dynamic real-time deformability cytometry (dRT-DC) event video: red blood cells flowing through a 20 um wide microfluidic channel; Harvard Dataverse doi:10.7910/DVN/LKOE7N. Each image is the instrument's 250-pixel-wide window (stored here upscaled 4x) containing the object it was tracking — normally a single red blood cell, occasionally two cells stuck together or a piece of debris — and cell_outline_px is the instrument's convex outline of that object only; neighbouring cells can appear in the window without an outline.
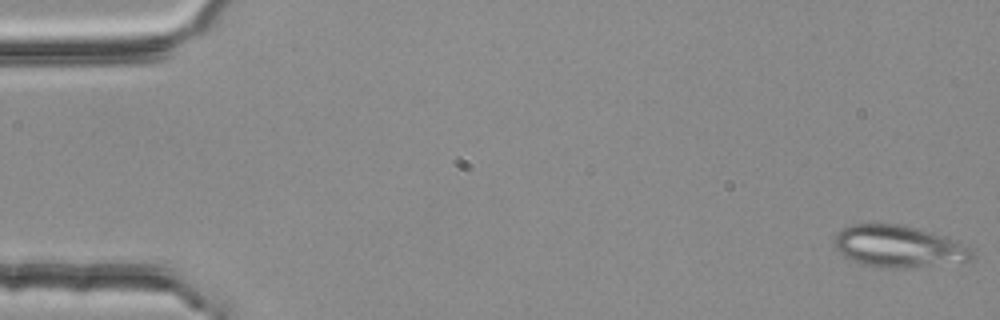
{"species": "common noctule bat (a hibernating species)", "species_latin": "Nyctalus noctula", "temperature_condition": "room temperature", "stored_images_in_passage": 4, "camera_frame_rate_fps": 3000, "um_per_image_px": 0.085, "animal": {"sex": "female", "body_mass_g": 25.1}, "frame": {"image": 1, "passage_image": 1, "time_ms": 0.0, "image_size_px": [1000, 320], "cell_outline_px": [[976, 256], [972, 260], [964, 264], [904, 268], [884, 268], [860, 264], [844, 256], [832, 244], [832, 240], [848, 224], [900, 224], [928, 232], [968, 244]], "centroid_in_image_um": [76.46, 20.99], "position_along_channel_um": 8.5, "area_um2": 34.16}}